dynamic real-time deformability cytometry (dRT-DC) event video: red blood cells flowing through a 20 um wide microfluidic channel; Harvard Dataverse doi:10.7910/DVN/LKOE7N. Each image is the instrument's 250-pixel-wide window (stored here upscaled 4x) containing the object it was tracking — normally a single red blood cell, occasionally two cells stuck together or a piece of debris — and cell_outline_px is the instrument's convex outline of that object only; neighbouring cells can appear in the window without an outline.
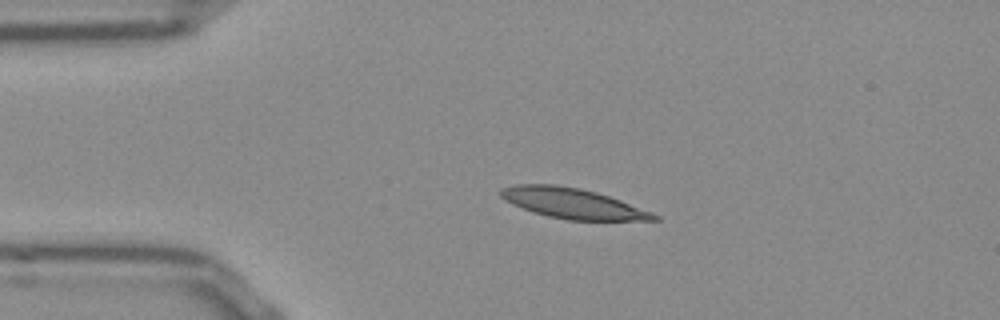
{"species": "Egyptian fruit bat (a non-hibernating species)", "species_latin": "Rousettus aegyptiacus", "temperature_condition": "room temperature", "stored_images_in_passage": 42, "camera_frame_rate_fps": 3000, "um_per_image_px": 0.085, "frame": {"image": 1, "passage_image": 1, "time_ms": 0.0, "image_size_px": [1000, 320], "cell_outline_px": [[660, 220], [568, 220], [548, 216], [532, 212], [512, 204], [504, 200], [500, 196], [500, 192], [504, 188], [516, 184], [556, 184], [580, 188], [596, 192], [620, 200], [652, 212], [660, 216]], "centroid_in_image_um": [48.67, 17.28], "position_along_channel_um": 36.3, "area_um2": 26.93}}
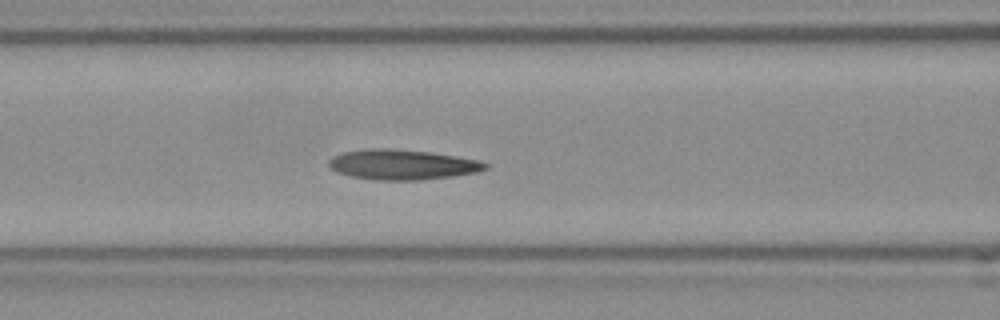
{"frame": {"image": 2, "passage_image": 11, "time_ms": 3.333, "image_size_px": [1000, 320], "cell_outline_px": [[488, 168], [476, 172], [452, 176], [420, 180], [376, 180], [352, 176], [336, 172], [328, 168], [328, 160], [332, 156], [344, 152], [364, 148], [388, 148], [432, 152], [480, 160], [488, 164]], "centroid_in_image_um": [34.16, 13.98], "position_along_channel_um": 132.4, "area_um2": 27.69}}
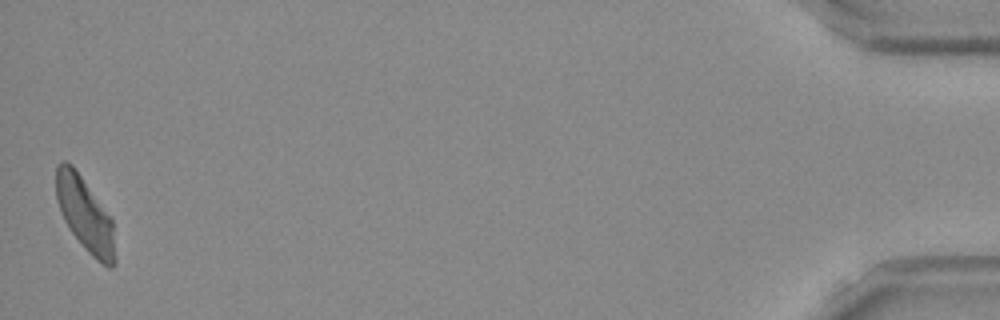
{"frame": {"image": 3, "passage_image": 42, "time_ms": 13.667, "image_size_px": [1000, 320], "cell_outline_px": [[116, 264], [112, 268], [108, 268], [96, 260], [84, 248], [68, 228], [64, 220], [56, 196], [56, 164], [64, 160], [72, 164], [112, 216], [116, 260]], "centroid_in_image_um": [7.26, 18.24], "position_along_channel_um": 427.9, "area_um2": 25.84}}